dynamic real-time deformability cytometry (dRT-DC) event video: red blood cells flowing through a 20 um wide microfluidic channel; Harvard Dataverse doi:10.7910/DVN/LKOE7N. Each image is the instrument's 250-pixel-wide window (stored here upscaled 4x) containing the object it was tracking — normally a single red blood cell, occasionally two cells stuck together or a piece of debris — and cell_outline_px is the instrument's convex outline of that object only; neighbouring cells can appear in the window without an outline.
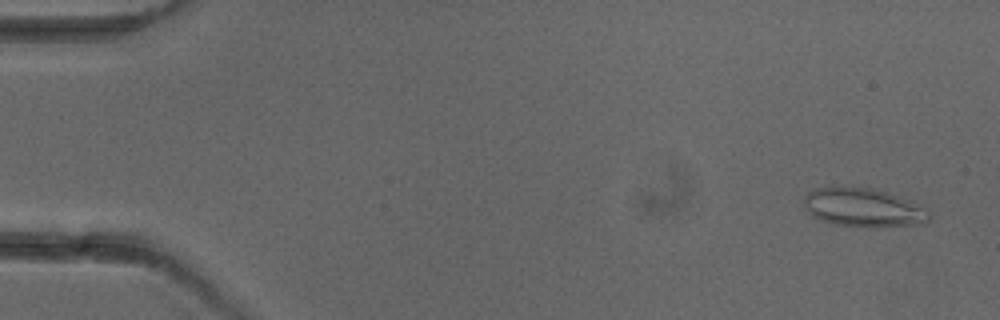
{"species": "common noctule bat (a hibernating species)", "species_latin": "Nyctalus noctula", "temperature_condition": "cold", "stored_images_in_passage": 7, "camera_frame_rate_fps": 3000, "um_per_image_px": 0.085, "animal": {"sex": "female"}, "frame": {"image": 1, "passage_image": 1, "time_ms": 0.0, "image_size_px": [1000, 320], "cell_outline_px": [[928, 220], [920, 224], [880, 228], [868, 228], [836, 224], [820, 220], [812, 216], [804, 208], [804, 196], [808, 192], [816, 188], [832, 184], [868, 188], [884, 192], [908, 200], [928, 212]], "centroid_in_image_um": [73.27, 17.64], "position_along_channel_um": 11.7, "area_um2": 28.5}}
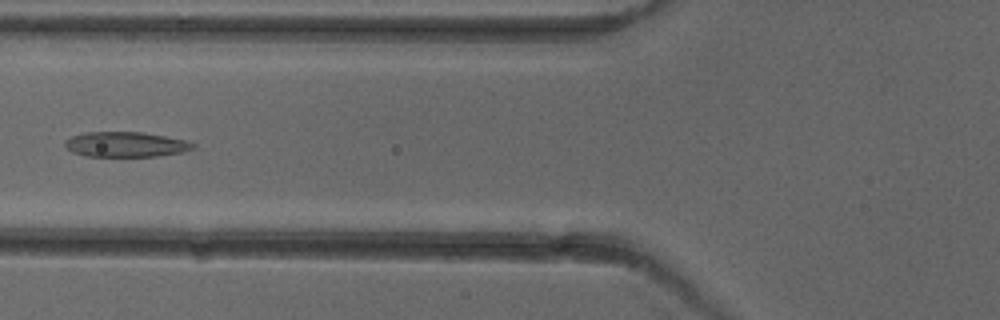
{"frame": {"image": 2, "passage_image": 6, "time_ms": 6.0, "image_size_px": [1000, 320], "cell_outline_px": [[196, 148], [184, 152], [156, 156], [84, 156], [72, 152], [64, 144], [64, 140], [72, 136], [84, 132], [140, 132], [164, 136], [184, 140], [196, 144]], "centroid_in_image_um": [10.68, 12.28], "position_along_channel_um": 115.1, "area_um2": 18.73}}
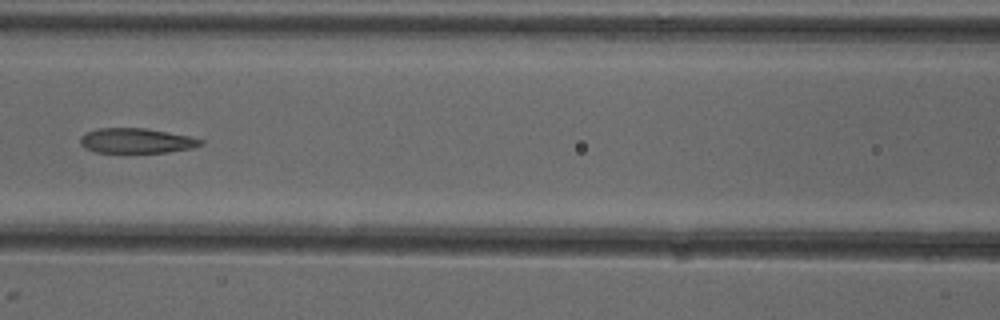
{"frame": {"image": 3, "passage_image": 7, "time_ms": 7.0, "image_size_px": [1000, 320], "cell_outline_px": [[204, 144], [192, 148], [168, 152], [96, 152], [84, 148], [80, 144], [80, 136], [96, 128], [144, 128], [188, 136], [204, 140]], "centroid_in_image_um": [11.58, 11.96], "position_along_channel_um": 155.0, "area_um2": 17.4}}